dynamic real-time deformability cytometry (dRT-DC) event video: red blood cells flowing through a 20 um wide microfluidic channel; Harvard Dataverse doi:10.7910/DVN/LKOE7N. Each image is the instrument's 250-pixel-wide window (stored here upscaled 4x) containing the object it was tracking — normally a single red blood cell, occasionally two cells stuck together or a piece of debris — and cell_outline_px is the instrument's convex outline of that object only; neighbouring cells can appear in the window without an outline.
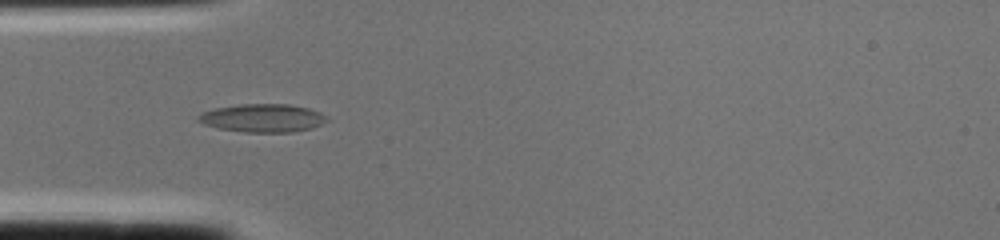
{"species": "common noctule bat (a hibernating species)", "species_latin": "Nyctalus noctula", "temperature_condition": "cold", "stored_images_in_passage": 2, "camera_frame_rate_fps": 3000, "um_per_image_px": 0.085, "animal": {"sex": "female", "body_mass_g": 22.0, "forearm_length_mm": 56.7}, "frame": {"image": 1, "passage_image": 2, "time_ms": 0.333, "image_size_px": [1000, 240], "cell_outline_px": [[328, 120], [312, 128], [292, 132], [244, 132], [216, 128], [204, 124], [196, 120], [196, 116], [200, 112], [212, 108], [240, 104], [288, 104], [308, 108], [320, 112]], "centroid_in_image_um": [22.24, 10.03], "position_along_channel_um": 62.8, "area_um2": 21.27}}